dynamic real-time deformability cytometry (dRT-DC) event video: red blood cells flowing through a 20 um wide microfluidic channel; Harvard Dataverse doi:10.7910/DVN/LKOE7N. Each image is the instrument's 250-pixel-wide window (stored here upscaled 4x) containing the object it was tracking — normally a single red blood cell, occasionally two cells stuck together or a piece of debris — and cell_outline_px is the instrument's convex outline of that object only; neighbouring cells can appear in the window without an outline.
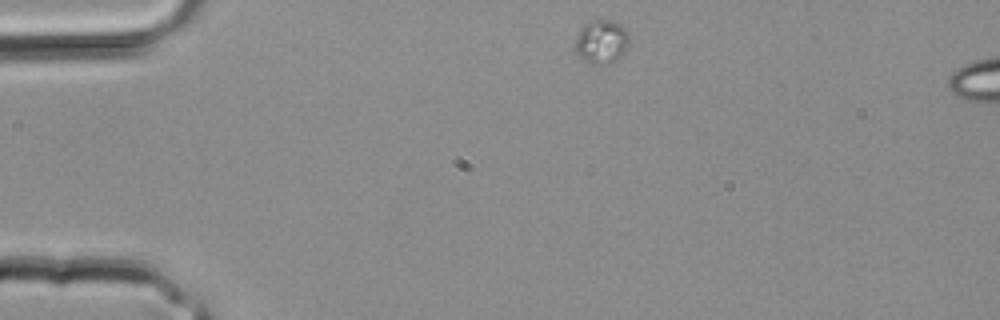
{"species": "common noctule bat (a hibernating species)", "species_latin": "Nyctalus noctula", "temperature_condition": "room temperature", "stored_images_in_passage": 28, "camera_frame_rate_fps": 3000, "um_per_image_px": 0.085, "animal": {"sex": "male", "body_mass_g": 20.4}, "frame": {"image": 1, "passage_image": 1, "time_ms": 0.0, "image_size_px": [1000, 320], "cell_outline_px": [[628, 40], [624, 52], [620, 60], [600, 64], [592, 64], [584, 60], [572, 48], [576, 36], [580, 28], [584, 24], [600, 20], [608, 20], [620, 24], [624, 28], [628, 36]], "centroid_in_image_um": [51.08, 3.57], "position_along_channel_um": 33.9, "area_um2": 13.7}}